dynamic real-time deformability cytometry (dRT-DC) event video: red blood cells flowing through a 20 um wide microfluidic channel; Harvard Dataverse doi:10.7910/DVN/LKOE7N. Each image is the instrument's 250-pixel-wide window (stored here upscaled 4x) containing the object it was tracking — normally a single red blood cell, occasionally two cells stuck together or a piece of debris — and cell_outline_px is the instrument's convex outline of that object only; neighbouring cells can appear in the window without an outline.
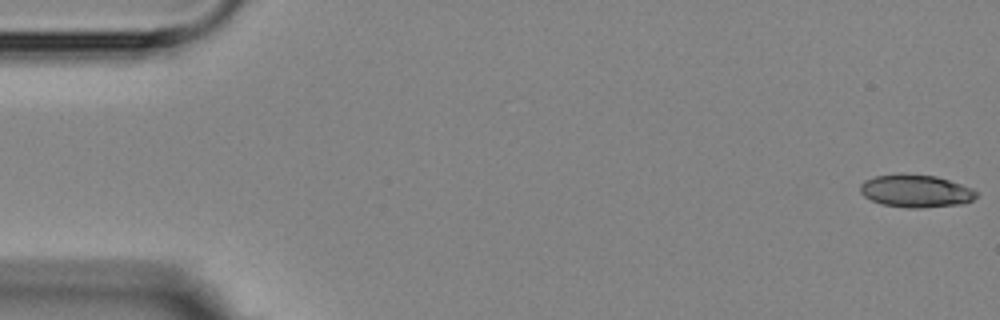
{"species": "Egyptian fruit bat (a non-hibernating species)", "species_latin": "Rousettus aegyptiacus", "temperature_condition": "room temperature", "stored_images_in_passage": 6, "camera_frame_rate_fps": 3000, "um_per_image_px": 0.085, "animal": {"sex": "female"}, "frame": {"image": 1, "passage_image": 1, "time_ms": 0.0, "image_size_px": [1000, 320], "cell_outline_px": [[976, 196], [972, 200], [964, 204], [920, 208], [908, 208], [880, 204], [864, 196], [860, 192], [860, 184], [864, 180], [876, 176], [936, 176], [972, 188], [976, 192]], "centroid_in_image_um": [77.85, 16.28], "position_along_channel_um": 7.1, "area_um2": 21.5}}
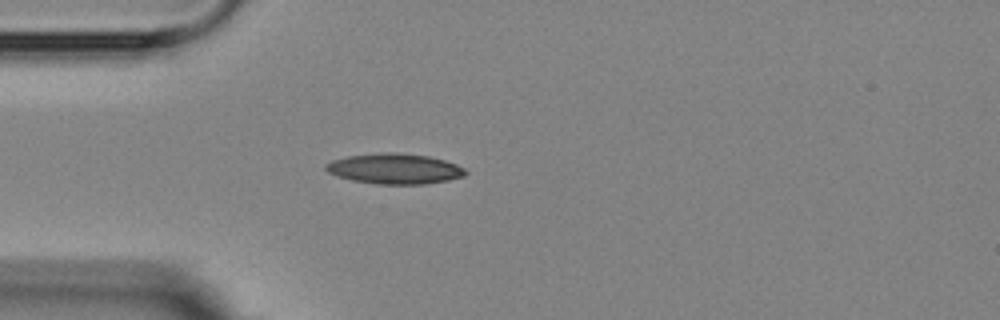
{"frame": {"image": 2, "passage_image": 5, "time_ms": 4.667, "image_size_px": [1000, 320], "cell_outline_px": [[468, 172], [464, 176], [448, 180], [424, 184], [376, 184], [352, 180], [336, 176], [328, 172], [324, 168], [324, 164], [332, 160], [348, 156], [380, 152], [396, 152], [428, 156], [444, 160], [456, 164], [464, 168]], "centroid_in_image_um": [33.52, 14.34], "position_along_channel_um": 51.5, "area_um2": 24.85}}